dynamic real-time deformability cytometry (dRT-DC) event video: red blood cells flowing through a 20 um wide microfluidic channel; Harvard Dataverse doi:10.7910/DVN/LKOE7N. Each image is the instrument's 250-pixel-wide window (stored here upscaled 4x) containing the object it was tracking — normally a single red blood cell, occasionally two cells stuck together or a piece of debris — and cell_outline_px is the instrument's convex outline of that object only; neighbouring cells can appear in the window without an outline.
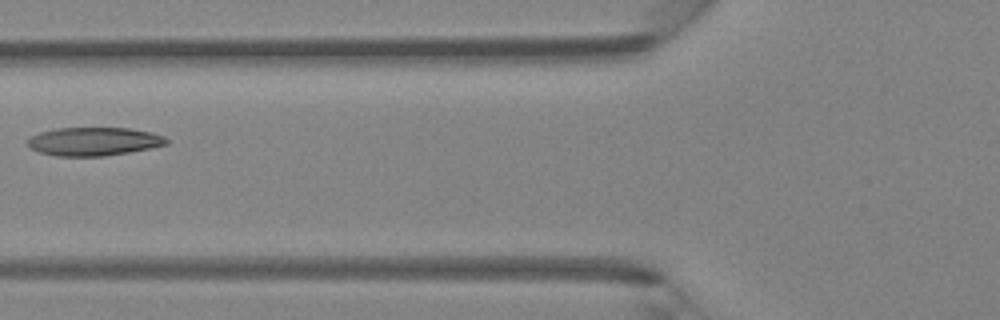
{"species": "Egyptian fruit bat (a non-hibernating species)", "species_latin": "Rousettus aegyptiacus", "temperature_condition": "room temperature", "stored_images_in_passage": 6, "camera_frame_rate_fps": 3000, "um_per_image_px": 0.085, "animal": {"sex": "female"}, "frame": {"image": 1, "passage_image": 6, "time_ms": 6.0, "image_size_px": [1000, 320], "cell_outline_px": [[168, 144], [128, 152], [104, 156], [56, 156], [40, 152], [32, 148], [28, 144], [28, 140], [32, 136], [40, 132], [56, 128], [128, 128], [152, 132], [164, 136], [168, 140]], "centroid_in_image_um": [7.99, 12.02], "position_along_channel_um": 117.8, "area_um2": 22.77}}